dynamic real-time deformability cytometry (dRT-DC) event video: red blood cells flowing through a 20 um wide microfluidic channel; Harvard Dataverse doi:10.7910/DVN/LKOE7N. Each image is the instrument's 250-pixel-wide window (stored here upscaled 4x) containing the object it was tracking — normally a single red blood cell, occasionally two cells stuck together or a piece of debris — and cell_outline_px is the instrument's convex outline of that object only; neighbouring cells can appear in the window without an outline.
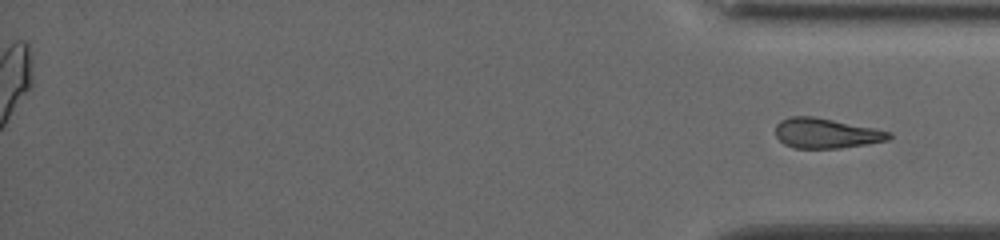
{"species": "common noctule bat (a hibernating species)", "species_latin": "Nyctalus noctula", "temperature_condition": "cold", "stored_images_in_passage": 49, "segment_of_instrument_passage": [2, 2], "camera_frame_rate_fps": 3000, "um_per_image_px": 0.085, "animal": {"sex": "female", "body_mass_g": 19.5, "forearm_length_mm": 54.1}, "frame": {"image": 1, "passage_image": 49, "time_ms": 16.0, "image_size_px": [1000, 240], "cell_outline_px": [[892, 136], [888, 140], [840, 148], [796, 148], [784, 144], [776, 136], [776, 124], [780, 120], [788, 116], [812, 116], [876, 128], [892, 132]], "centroid_in_image_um": [70.21, 11.31], "position_along_channel_um": 365.0, "area_um2": 19.83}}